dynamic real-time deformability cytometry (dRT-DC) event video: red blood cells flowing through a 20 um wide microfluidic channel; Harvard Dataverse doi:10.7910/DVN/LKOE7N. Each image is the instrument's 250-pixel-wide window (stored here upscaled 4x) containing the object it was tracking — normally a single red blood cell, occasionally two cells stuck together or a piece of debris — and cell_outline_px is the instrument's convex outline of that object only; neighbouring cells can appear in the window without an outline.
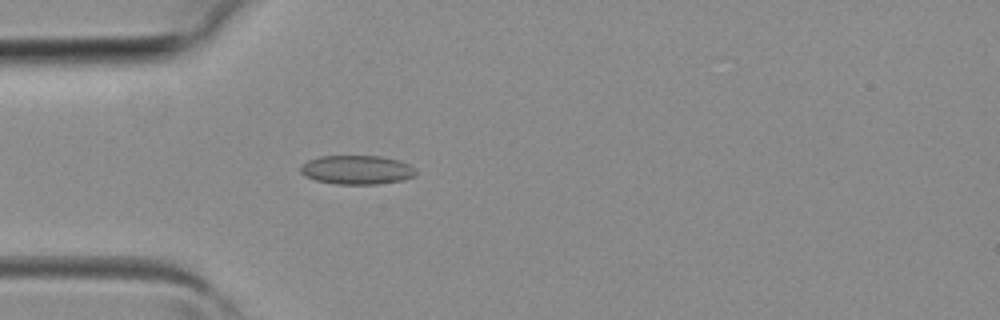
{"species": "common noctule bat (a hibernating species)", "species_latin": "Nyctalus noctula", "temperature_condition": "room temperature", "stored_images_in_passage": 4, "camera_frame_rate_fps": 3000, "um_per_image_px": 0.085, "animal": {"sex": "female", "body_mass_g": 19.3, "forearm_length_mm": 54.1}, "frame": {"image": 1, "passage_image": 4, "time_ms": 1.0, "image_size_px": [1000, 320], "cell_outline_px": [[416, 176], [404, 180], [376, 184], [336, 184], [316, 180], [304, 176], [300, 172], [300, 164], [308, 160], [320, 156], [380, 156], [400, 160], [416, 168]], "centroid_in_image_um": [30.34, 14.43], "position_along_channel_um": 54.7, "area_um2": 19.71}}